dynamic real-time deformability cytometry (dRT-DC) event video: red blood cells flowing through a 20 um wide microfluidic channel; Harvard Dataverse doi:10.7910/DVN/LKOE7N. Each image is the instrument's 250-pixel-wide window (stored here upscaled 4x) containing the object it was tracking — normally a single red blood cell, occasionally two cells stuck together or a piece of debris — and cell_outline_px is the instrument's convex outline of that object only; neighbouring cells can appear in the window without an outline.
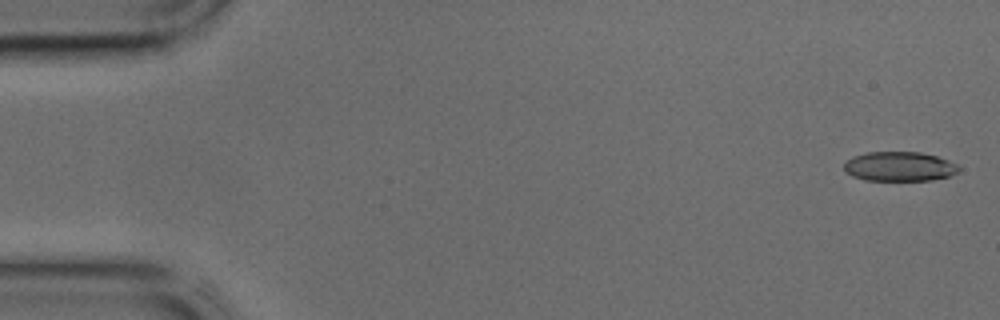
{"species": "common noctule bat (a hibernating species)", "species_latin": "Nyctalus noctula", "temperature_condition": "cold", "stored_images_in_passage": 17, "camera_frame_rate_fps": 3000, "um_per_image_px": 0.085, "animal": {"sex": "male", "body_mass_g": 17.9, "forearm_length_mm": 54.2}, "frame": {"image": 1, "passage_image": 1, "time_ms": 0.0, "image_size_px": [1000, 320], "cell_outline_px": [[960, 168], [956, 172], [948, 176], [932, 180], [864, 180], [852, 176], [844, 168], [844, 164], [852, 156], [868, 152], [920, 152], [936, 156], [948, 160], [956, 164]], "centroid_in_image_um": [76.44, 14.14], "position_along_channel_um": 8.6, "area_um2": 19.54}}
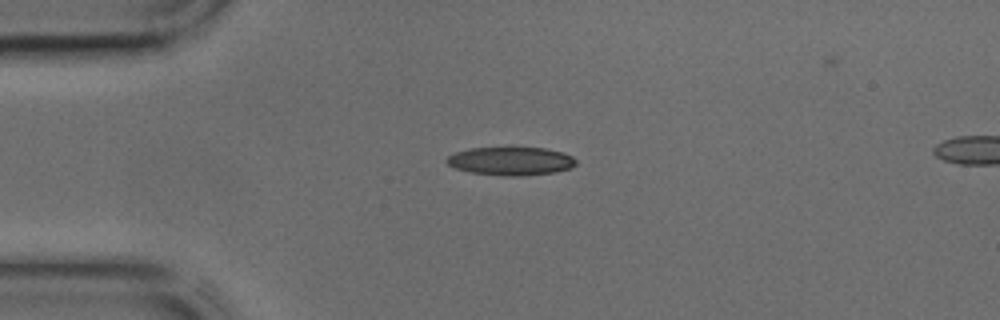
{"frame": {"image": 2, "passage_image": 10, "time_ms": 3.0, "image_size_px": [1000, 320], "cell_outline_px": [[576, 164], [572, 168], [556, 172], [524, 176], [500, 176], [472, 172], [456, 168], [448, 164], [444, 160], [448, 156], [456, 152], [472, 148], [544, 148], [564, 152], [572, 156], [576, 160]], "centroid_in_image_um": [43.46, 13.7], "position_along_channel_um": 41.5, "area_um2": 21.39}}